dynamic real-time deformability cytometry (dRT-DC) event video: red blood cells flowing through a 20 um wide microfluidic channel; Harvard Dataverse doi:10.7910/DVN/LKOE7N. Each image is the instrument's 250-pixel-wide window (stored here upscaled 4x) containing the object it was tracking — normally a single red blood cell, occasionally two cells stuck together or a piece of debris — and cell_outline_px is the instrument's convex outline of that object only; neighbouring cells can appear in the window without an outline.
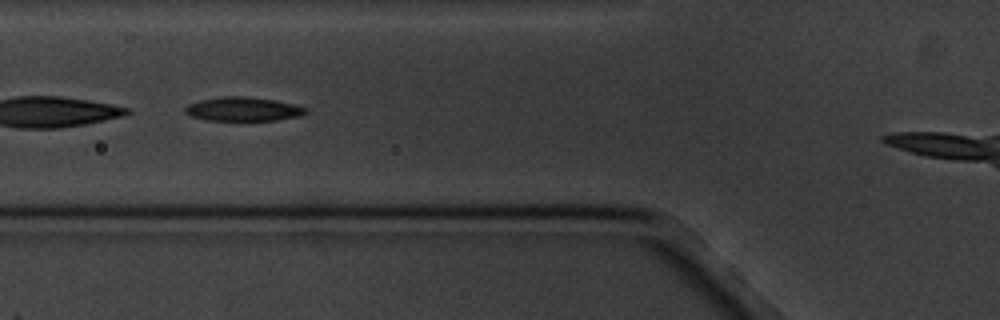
{"species": "common noctule bat (a hibernating species)", "species_latin": "Nyctalus noctula", "temperature_condition": "cold", "stored_images_in_passage": 14, "camera_frame_rate_fps": 3000, "um_per_image_px": 0.085, "animal": {"sex": "male", "body_mass_g": 20.1, "forearm_length_mm": 53.5}, "frame": {"image": 1, "passage_image": 7, "time_ms": 7.0, "image_size_px": [1000, 320], "cell_outline_px": [[308, 112], [300, 116], [276, 120], [208, 120], [192, 116], [184, 112], [184, 108], [188, 104], [200, 100], [224, 96], [244, 96], [276, 100], [292, 104], [304, 108]], "centroid_in_image_um": [20.64, 9.27], "position_along_channel_um": 105.2, "area_um2": 16.65}}
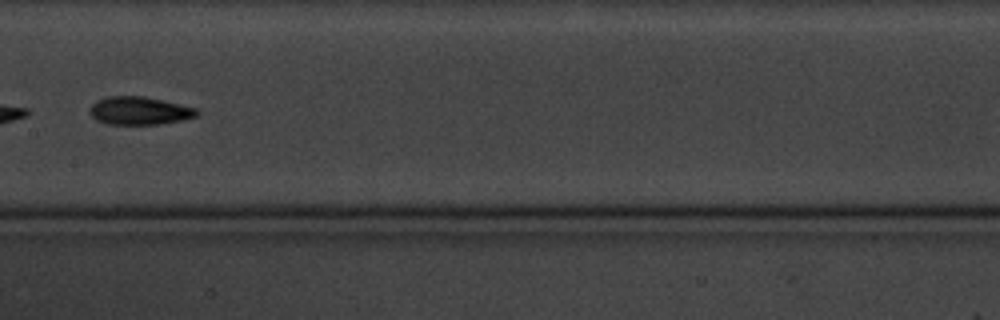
{"frame": {"image": 2, "passage_image": 9, "time_ms": 9.667, "image_size_px": [1000, 320], "cell_outline_px": [[200, 112], [196, 116], [180, 120], [160, 124], [108, 124], [96, 120], [88, 112], [92, 104], [96, 100], [108, 96], [144, 96], [180, 104], [196, 108]], "centroid_in_image_um": [11.82, 9.4], "position_along_channel_um": 195.6, "area_um2": 17.46}}
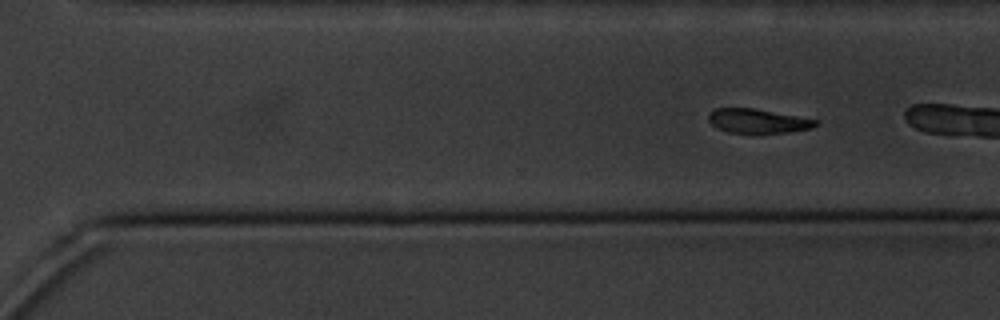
{"frame": {"image": 3, "passage_image": 14, "time_ms": 15.333, "image_size_px": [1000, 320], "cell_outline_px": [[820, 124], [812, 128], [788, 132], [728, 132], [716, 128], [708, 120], [708, 116], [716, 108], [752, 108], [820, 120]], "centroid_in_image_um": [64.45, 10.28], "position_along_channel_um": 306.2, "area_um2": 14.91}}